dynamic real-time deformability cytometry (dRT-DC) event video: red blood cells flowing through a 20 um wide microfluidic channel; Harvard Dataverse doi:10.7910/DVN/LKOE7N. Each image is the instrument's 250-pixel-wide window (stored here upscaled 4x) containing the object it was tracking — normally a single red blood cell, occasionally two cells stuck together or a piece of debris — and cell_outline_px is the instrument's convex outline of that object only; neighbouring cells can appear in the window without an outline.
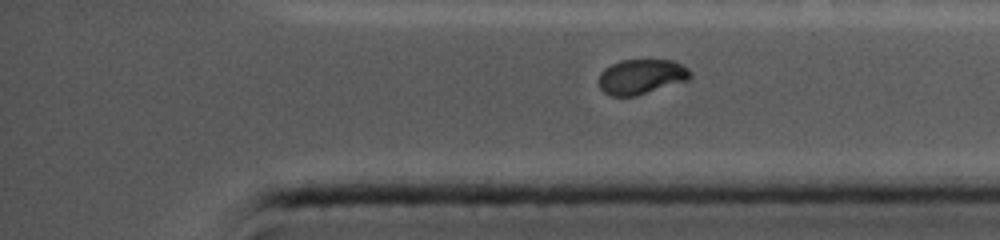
{"species": "common noctule bat (a hibernating species)", "species_latin": "Nyctalus noctula", "temperature_condition": "cold", "stored_images_in_passage": 13, "segment_of_instrument_passage": [2, 2], "camera_frame_rate_fps": 5000, "um_per_image_px": 0.085, "animal": {"sex": "female", "body_mass_g": 19.0, "forearm_length_mm": 56.7}, "frame": {"image": 1, "passage_image": 13, "time_ms": 12.8, "image_size_px": [1000, 240], "cell_outline_px": [[692, 76], [688, 80], [636, 96], [612, 96], [604, 92], [600, 88], [600, 72], [604, 68], [620, 60], [672, 60], [688, 68], [692, 72]], "centroid_in_image_um": [54.52, 6.51], "position_along_channel_um": 380.7, "area_um2": 18.61}}